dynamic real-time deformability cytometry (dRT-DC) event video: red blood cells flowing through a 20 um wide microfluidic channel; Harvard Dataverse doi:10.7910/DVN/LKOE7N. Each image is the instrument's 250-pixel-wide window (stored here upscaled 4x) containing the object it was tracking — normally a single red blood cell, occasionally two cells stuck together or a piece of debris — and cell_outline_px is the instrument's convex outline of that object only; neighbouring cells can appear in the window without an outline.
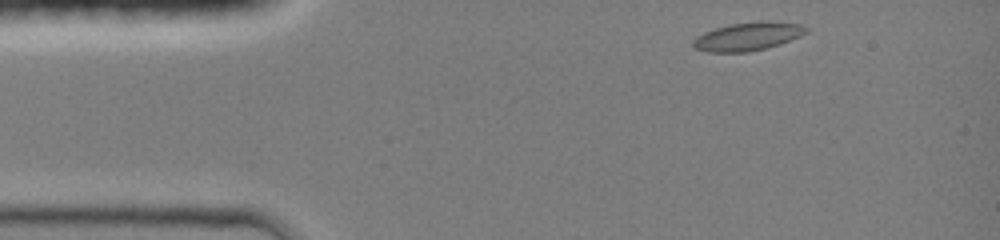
{"species": "common noctule bat (a hibernating species)", "species_latin": "Nyctalus noctula", "temperature_condition": "room temperature", "stored_images_in_passage": 8, "camera_frame_rate_fps": 3000, "um_per_image_px": 0.085, "animal": {"sex": "female", "body_mass_g": 19.0, "forearm_length_mm": 51.5}, "frame": {"image": 1, "passage_image": 1, "time_ms": 0.0, "image_size_px": [1000, 240], "cell_outline_px": [[808, 32], [800, 36], [780, 44], [748, 52], [708, 52], [696, 48], [692, 44], [692, 40], [696, 36], [704, 32], [728, 24], [760, 20], [768, 20], [800, 24], [808, 28]], "centroid_in_image_um": [63.57, 3.08], "position_along_channel_um": 21.4, "area_um2": 18.79}}
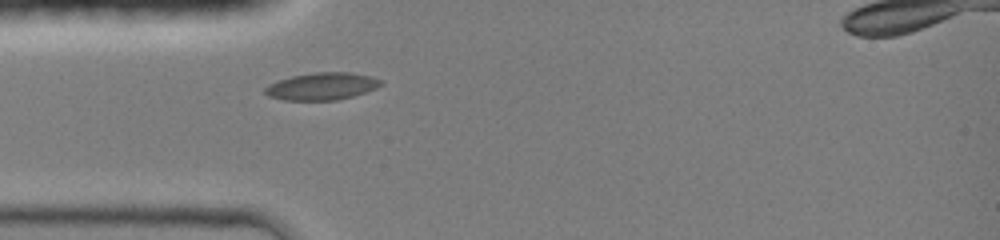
{"frame": {"image": 2, "passage_image": 8, "time_ms": 2.333, "image_size_px": [1000, 240], "cell_outline_px": [[384, 84], [376, 88], [352, 96], [336, 100], [284, 100], [268, 96], [264, 92], [264, 88], [268, 84], [292, 76], [316, 72], [348, 72], [372, 76], [384, 80]], "centroid_in_image_um": [27.38, 7.33], "position_along_channel_um": 57.6, "area_um2": 18.44}}